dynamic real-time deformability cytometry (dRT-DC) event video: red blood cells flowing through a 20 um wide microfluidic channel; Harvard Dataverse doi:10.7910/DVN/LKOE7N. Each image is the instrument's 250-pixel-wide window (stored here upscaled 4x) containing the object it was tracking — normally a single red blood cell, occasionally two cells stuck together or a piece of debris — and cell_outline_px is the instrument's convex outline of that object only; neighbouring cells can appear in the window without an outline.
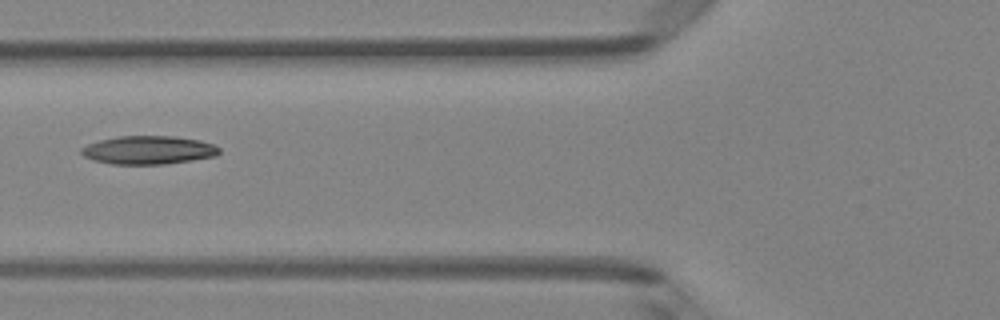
{"species": "Egyptian fruit bat (a non-hibernating species)", "species_latin": "Rousettus aegyptiacus", "temperature_condition": "room temperature", "stored_images_in_passage": 43, "camera_frame_rate_fps": 3000, "um_per_image_px": 0.085, "animal": {"sex": "female"}, "frame": {"image": 1, "passage_image": 14, "time_ms": 4.333, "image_size_px": [1000, 320], "cell_outline_px": [[220, 152], [216, 156], [192, 160], [164, 164], [112, 164], [92, 160], [84, 156], [80, 152], [80, 148], [88, 144], [100, 140], [120, 136], [176, 136], [200, 140], [212, 144], [220, 148]], "centroid_in_image_um": [12.61, 12.75], "position_along_channel_um": 113.2, "area_um2": 22.83}}
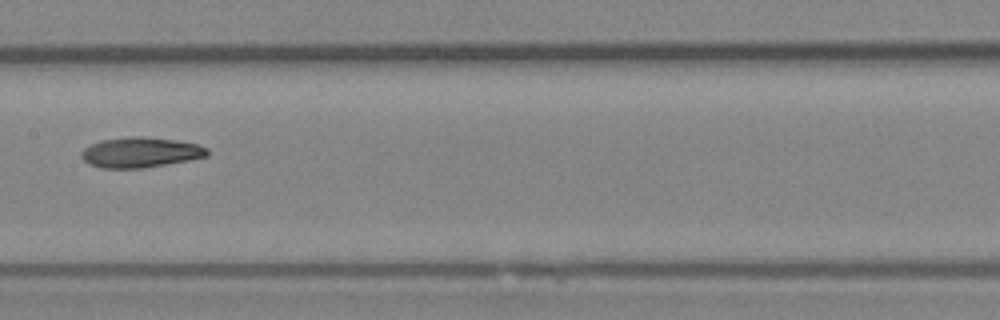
{"frame": {"image": 2, "passage_image": 20, "time_ms": 6.333, "image_size_px": [1000, 320], "cell_outline_px": [[208, 156], [188, 160], [144, 168], [100, 168], [88, 164], [80, 156], [80, 152], [84, 148], [100, 140], [132, 136], [140, 136], [176, 140], [196, 144], [208, 148]], "centroid_in_image_um": [11.9, 12.95], "position_along_channel_um": 195.5, "area_um2": 22.2}}
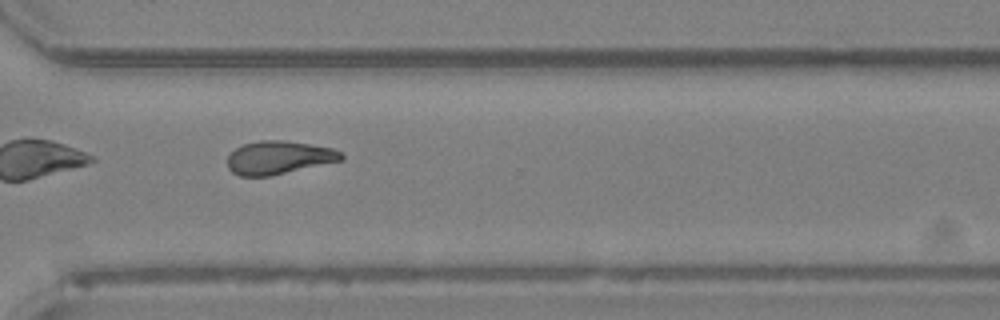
{"frame": {"image": 3, "passage_image": 31, "time_ms": 10.0, "image_size_px": [1000, 320], "cell_outline_px": [[344, 160], [268, 176], [240, 176], [232, 172], [228, 168], [228, 156], [236, 148], [244, 144], [260, 140], [284, 140], [332, 148], [340, 152], [344, 156]], "centroid_in_image_um": [23.69, 13.39], "position_along_channel_um": 346.9, "area_um2": 21.85}, "authors_computed_cell_mechanics": {"area_um2": 22.3108, "velocity_mm_per_s": 4.1319, "shape_relaxation_time_tau1_ms": null, "shape_relaxation_time_tau2_ms": 10.5756, "deformation_change_tau1": null, "deformation_change_tau2": 0.2437}}